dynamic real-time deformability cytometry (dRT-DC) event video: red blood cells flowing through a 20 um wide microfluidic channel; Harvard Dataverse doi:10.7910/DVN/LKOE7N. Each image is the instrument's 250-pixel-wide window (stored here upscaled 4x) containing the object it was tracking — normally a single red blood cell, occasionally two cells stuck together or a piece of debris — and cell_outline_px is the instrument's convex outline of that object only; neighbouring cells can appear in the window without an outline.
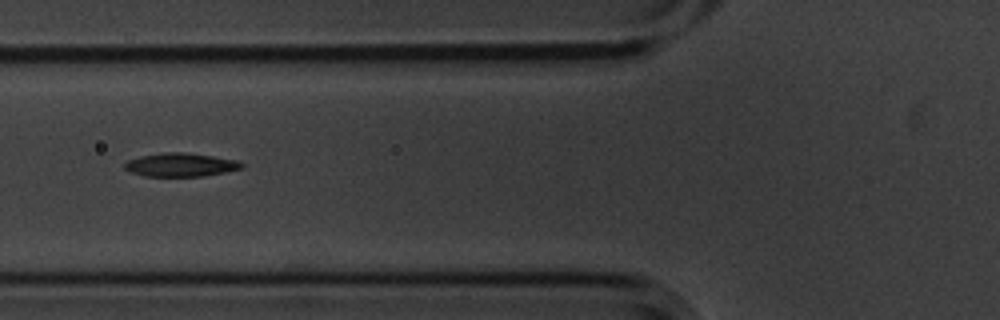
{"species": "common noctule bat (a hibernating species)", "species_latin": "Nyctalus noctula", "temperature_condition": "cold", "stored_images_in_passage": 15, "camera_frame_rate_fps": 3000, "um_per_image_px": 0.085, "animal": {"sex": "male", "body_mass_g": 20.1, "forearm_length_mm": 53.5}, "frame": {"image": 1, "passage_image": 5, "time_ms": 1.333, "image_size_px": [1000, 320], "cell_outline_px": [[244, 168], [204, 176], [144, 176], [132, 172], [124, 168], [124, 164], [128, 160], [140, 156], [164, 152], [184, 152], [212, 156], [236, 160], [244, 164]], "centroid_in_image_um": [15.36, 14.0], "position_along_channel_um": 110.4, "area_um2": 15.95}}
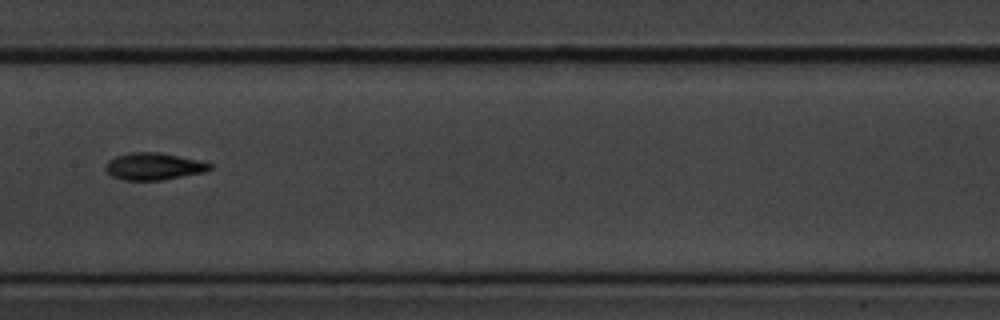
{"frame": {"image": 2, "passage_image": 7, "time_ms": 2.0, "image_size_px": [1000, 320], "cell_outline_px": [[212, 168], [208, 172], [160, 180], [124, 180], [112, 176], [104, 168], [104, 164], [108, 160], [116, 156], [132, 152], [160, 152], [200, 160], [212, 164]], "centroid_in_image_um": [13.09, 14.14], "position_along_channel_um": 194.3, "area_um2": 16.65}}
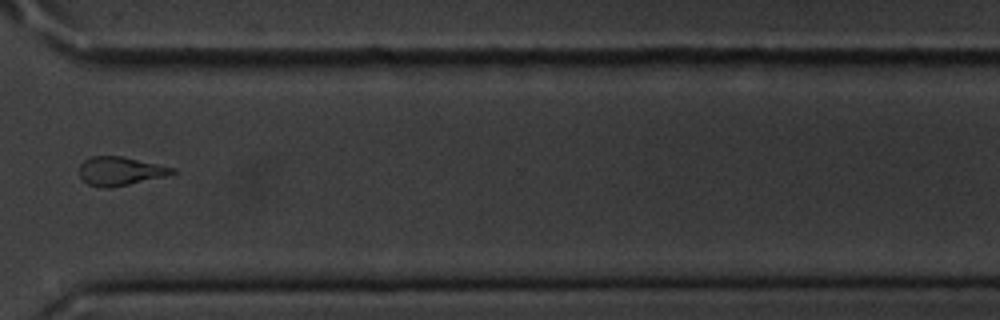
{"frame": {"image": 3, "passage_image": 11, "time_ms": 3.333, "image_size_px": [1000, 320], "cell_outline_px": [[176, 172], [168, 176], [108, 188], [104, 188], [88, 184], [80, 176], [80, 164], [84, 160], [92, 156], [120, 156], [176, 168]], "centroid_in_image_um": [10.23, 14.54], "position_along_channel_um": 360.4, "area_um2": 15.37}}